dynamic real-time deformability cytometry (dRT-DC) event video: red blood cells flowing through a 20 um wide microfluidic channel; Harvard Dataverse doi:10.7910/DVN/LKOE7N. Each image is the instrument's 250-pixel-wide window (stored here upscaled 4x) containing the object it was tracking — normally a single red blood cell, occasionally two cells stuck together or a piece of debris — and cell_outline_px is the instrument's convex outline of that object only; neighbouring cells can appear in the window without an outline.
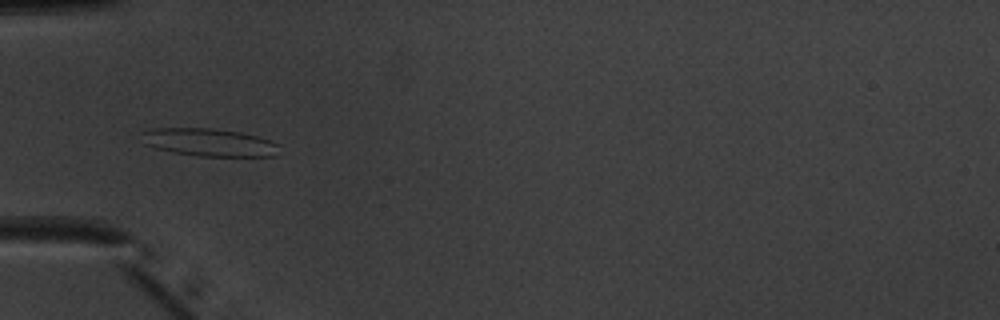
{"species": "common noctule bat (a hibernating species)", "species_latin": "Nyctalus noctula", "temperature_condition": "warm", "stored_images_in_passage": 51, "camera_frame_rate_fps": 3000, "um_per_image_px": 0.085, "animal": {"sex": "male", "body_mass_g": 20.1, "forearm_length_mm": 53.5}, "frame": {"image": 1, "passage_image": 17, "time_ms": 5.333, "image_size_px": [1000, 320], "cell_outline_px": [[280, 144], [276, 156], [196, 156], [172, 152], [156, 148], [144, 144], [140, 132], [152, 128], [212, 128], [240, 132], [256, 136]], "centroid_in_image_um": [17.74, 12.1], "position_along_channel_um": 67.3, "area_um2": 22.37}}
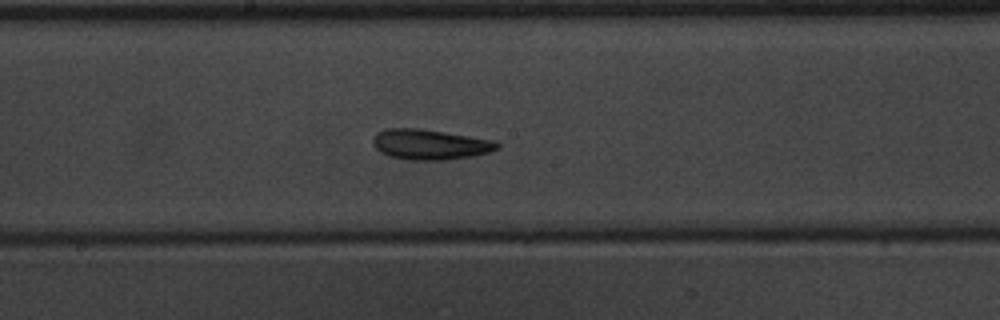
{"frame": {"image": 2, "passage_image": 28, "time_ms": 9.0, "image_size_px": [1000, 320], "cell_outline_px": [[500, 148], [476, 156], [448, 160], [408, 160], [388, 156], [380, 152], [372, 144], [372, 136], [376, 132], [384, 128], [420, 128], [496, 140], [500, 144]], "centroid_in_image_um": [36.54, 12.28], "position_along_channel_um": 211.7, "area_um2": 22.48}}
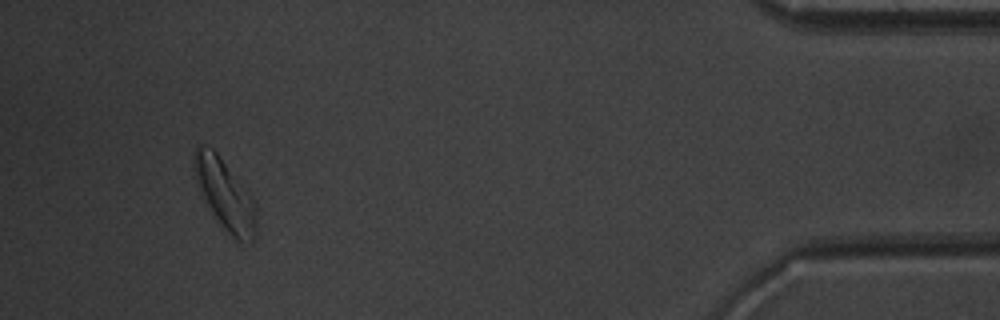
{"frame": {"image": 3, "passage_image": 48, "time_ms": 15.667, "image_size_px": [1000, 320], "cell_outline_px": [[256, 240], [252, 244], [232, 240], [212, 212], [200, 188], [192, 168], [192, 156], [196, 148], [200, 144], [212, 148], [216, 152], [252, 196], [256, 204]], "centroid_in_image_um": [19.16, 16.59], "position_along_channel_um": 416.0, "area_um2": 25.61}, "authors_computed_cell_mechanics": {"area_um2": 22.253, "velocity_mm_per_s": 3.9684, "shape_relaxation_time_tau1_ms": 4.3234, "shape_relaxation_time_tau2_ms": 4.5281, "deformation_change_tau1": 0.1223, "deformation_change_tau2": 0.1426}}